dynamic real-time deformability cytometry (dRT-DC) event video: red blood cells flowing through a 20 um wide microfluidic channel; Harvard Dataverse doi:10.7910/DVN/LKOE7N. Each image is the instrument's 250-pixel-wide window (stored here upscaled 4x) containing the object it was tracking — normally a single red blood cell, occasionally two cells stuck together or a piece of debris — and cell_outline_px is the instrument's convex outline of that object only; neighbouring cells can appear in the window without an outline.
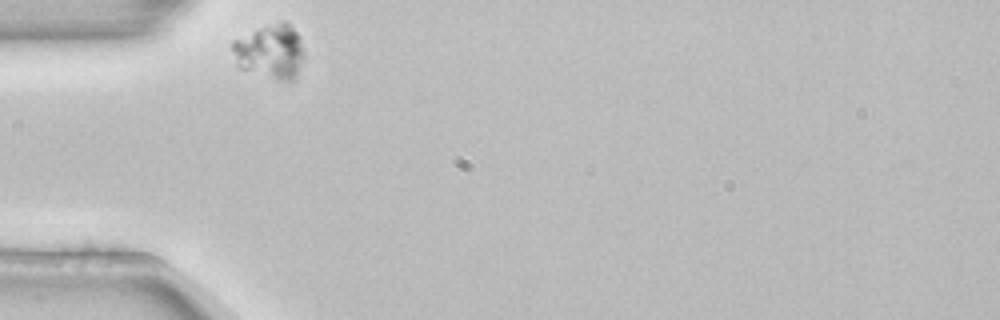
{"species": "common noctule bat (a hibernating species)", "species_latin": "Nyctalus noctula", "temperature_condition": "room temperature", "stored_images_in_passage": 5, "camera_frame_rate_fps": 3000, "um_per_image_px": 0.085, "animal": {"sex": "female", "body_mass_g": 22.7, "forearm_length_mm": 54.2}, "frame": {"image": 1, "passage_image": 1, "time_ms": 0.0, "image_size_px": [1000, 320], "cell_outline_px": [[304, 56], [296, 80], [292, 84], [288, 84], [240, 68], [236, 64], [232, 48], [232, 40], [280, 20], [284, 20], [296, 32]], "centroid_in_image_um": [22.99, 4.44], "position_along_channel_um": 62.0, "area_um2": 22.83}}
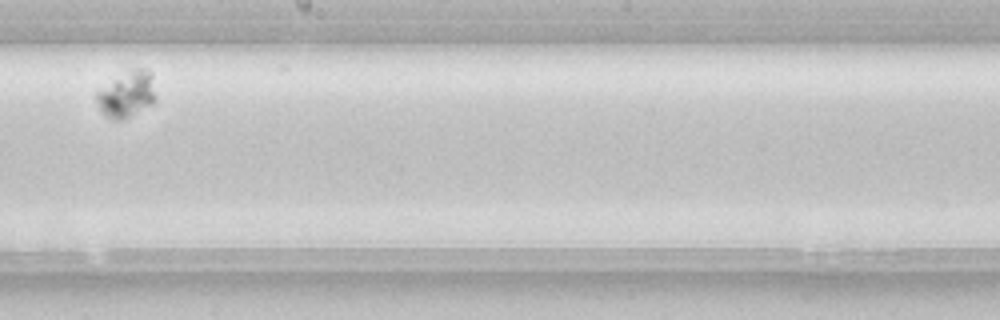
{"frame": {"image": 2, "passage_image": 5, "time_ms": 1.333, "image_size_px": [1000, 320], "cell_outline_px": [[156, 100], [152, 104], [124, 120], [116, 120], [104, 116], [100, 112], [96, 100], [96, 92], [132, 68], [148, 68], [152, 72], [156, 96]], "centroid_in_image_um": [10.81, 8.03], "position_along_channel_um": 237.4, "area_um2": 16.01}}